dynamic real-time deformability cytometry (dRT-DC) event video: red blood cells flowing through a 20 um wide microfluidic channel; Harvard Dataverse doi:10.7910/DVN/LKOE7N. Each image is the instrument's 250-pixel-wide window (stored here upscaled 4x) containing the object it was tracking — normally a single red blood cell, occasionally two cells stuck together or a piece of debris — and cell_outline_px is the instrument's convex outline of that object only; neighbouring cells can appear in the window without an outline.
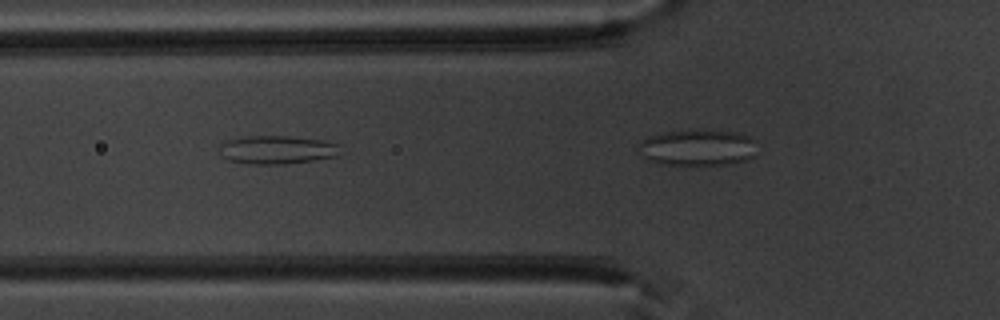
{"species": "common noctule bat (a hibernating species)", "species_latin": "Nyctalus noctula", "temperature_condition": "warm", "stored_images_in_passage": 10, "camera_frame_rate_fps": 3000, "um_per_image_px": 0.085, "animal": {"sex": "male", "body_mass_g": 20.1, "forearm_length_mm": 53.5}, "frame": {"image": 1, "passage_image": 5, "time_ms": 1.333, "image_size_px": [1000, 320], "cell_outline_px": [[340, 156], [284, 164], [248, 164], [228, 160], [224, 156], [220, 144], [224, 140], [248, 136], [288, 136], [324, 140], [340, 144]], "centroid_in_image_um": [23.6, 12.72], "position_along_channel_um": 102.2, "area_um2": 20.06}}